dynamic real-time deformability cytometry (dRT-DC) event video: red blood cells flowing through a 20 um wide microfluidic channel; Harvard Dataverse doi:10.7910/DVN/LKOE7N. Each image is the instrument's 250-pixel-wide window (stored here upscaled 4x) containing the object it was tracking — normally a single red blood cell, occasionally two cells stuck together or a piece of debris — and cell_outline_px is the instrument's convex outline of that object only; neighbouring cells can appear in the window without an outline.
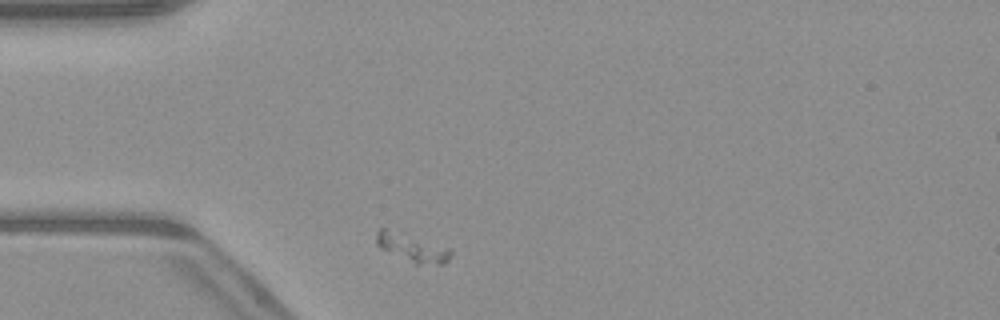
{"species": "common noctule bat (a hibernating species)", "species_latin": "Nyctalus noctula", "temperature_condition": "warm", "stored_images_in_passage": 3, "camera_frame_rate_fps": 3000, "um_per_image_px": 0.085, "animal": {"sex": "male", "body_mass_g": 23.1, "forearm_length_mm": 52.7}, "frame": {"image": 1, "passage_image": 1, "time_ms": 0.0, "image_size_px": [1000, 320], "cell_outline_px": [[452, 252], [448, 260], [444, 264], [416, 264], [380, 248], [376, 244], [376, 232], [380, 228], [384, 228], [452, 248]], "centroid_in_image_um": [35.05, 21.06], "position_along_channel_um": 49.9, "area_um2": 11.91}}
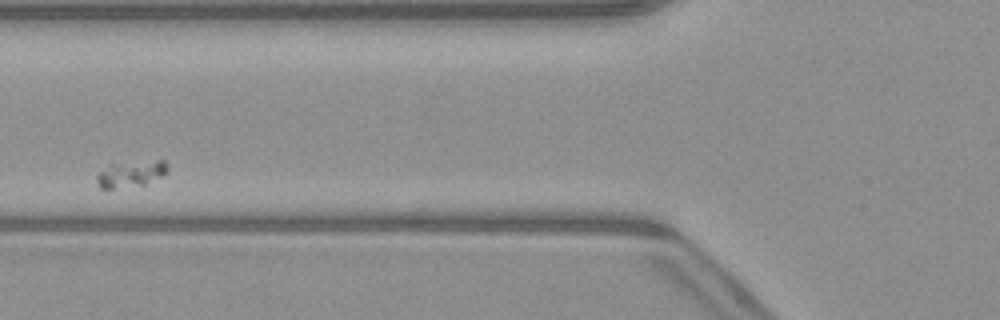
{"frame": {"image": 2, "passage_image": 3, "time_ms": 2.333, "image_size_px": [1000, 320], "cell_outline_px": [[168, 168], [160, 176], [144, 184], [112, 188], [100, 188], [96, 180], [96, 172], [108, 164], [156, 160], [164, 160], [168, 164]], "centroid_in_image_um": [11.05, 14.75], "position_along_channel_um": 114.7, "area_um2": 10.69}}